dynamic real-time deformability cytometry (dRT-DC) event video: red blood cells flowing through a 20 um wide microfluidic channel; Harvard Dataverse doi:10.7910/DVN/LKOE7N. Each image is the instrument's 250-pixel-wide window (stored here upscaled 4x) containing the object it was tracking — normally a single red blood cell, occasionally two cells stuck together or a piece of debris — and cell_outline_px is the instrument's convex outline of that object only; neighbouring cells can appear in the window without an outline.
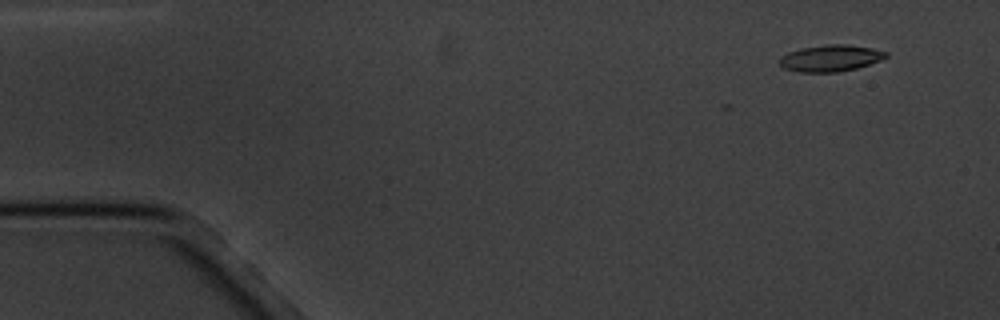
{"species": "common noctule bat (a hibernating species)", "species_latin": "Nyctalus noctula", "temperature_condition": "cold", "stored_images_in_passage": 14, "camera_frame_rate_fps": 3000, "um_per_image_px": 0.085, "animal": {"sex": "male", "body_mass_g": 20.1, "forearm_length_mm": 53.5}, "frame": {"image": 1, "passage_image": 2, "time_ms": 1.0, "image_size_px": [1000, 320], "cell_outline_px": [[888, 56], [880, 60], [856, 68], [836, 72], [800, 72], [784, 68], [780, 64], [780, 56], [788, 52], [800, 48], [828, 44], [844, 44], [872, 48], [888, 52]], "centroid_in_image_um": [70.58, 4.94], "position_along_channel_um": 14.4, "area_um2": 16.36}}
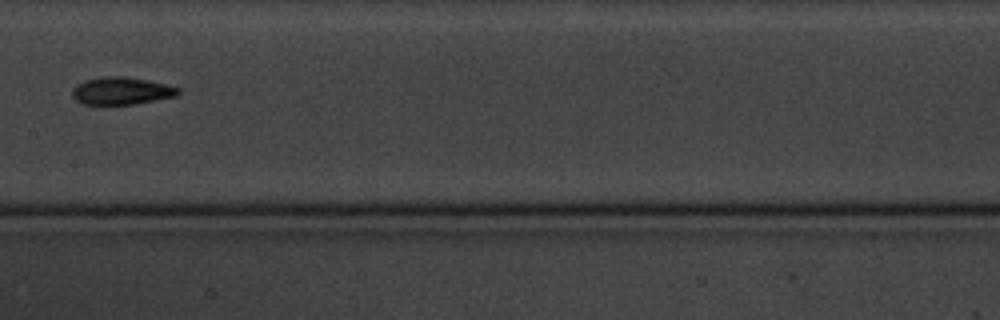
{"frame": {"image": 2, "passage_image": 9, "time_ms": 9.333, "image_size_px": [1000, 320], "cell_outline_px": [[180, 92], [176, 96], [136, 104], [84, 104], [76, 100], [72, 96], [72, 88], [76, 84], [84, 80], [104, 76], [124, 76], [148, 80], [180, 88]], "centroid_in_image_um": [10.3, 7.72], "position_along_channel_um": 197.1, "area_um2": 16.99}}
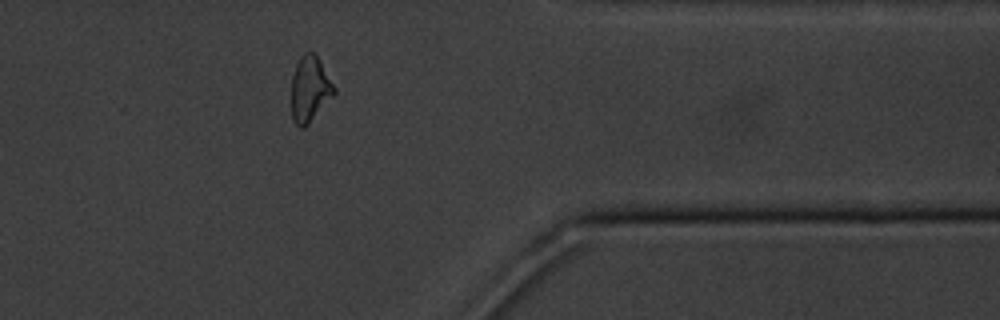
{"frame": {"image": 3, "passage_image": 14, "time_ms": 15.333, "image_size_px": [1000, 320], "cell_outline_px": [[336, 92], [308, 124], [304, 128], [300, 128], [292, 120], [292, 76], [296, 64], [300, 56], [304, 52], [312, 52], [316, 56], [336, 88]], "centroid_in_image_um": [26.32, 7.58], "position_along_channel_um": 385.1, "area_um2": 16.07}, "authors_computed_cell_mechanics": {"area_um2": 16.5886, "velocity_mm_per_s": 3.396, "shape_relaxation_time_tau1_ms": 5.2887, "shape_relaxation_time_tau2_ms": 5.6776, "deformation_change_tau1": 0.1485, "deformation_change_tau2": 0.1241}}